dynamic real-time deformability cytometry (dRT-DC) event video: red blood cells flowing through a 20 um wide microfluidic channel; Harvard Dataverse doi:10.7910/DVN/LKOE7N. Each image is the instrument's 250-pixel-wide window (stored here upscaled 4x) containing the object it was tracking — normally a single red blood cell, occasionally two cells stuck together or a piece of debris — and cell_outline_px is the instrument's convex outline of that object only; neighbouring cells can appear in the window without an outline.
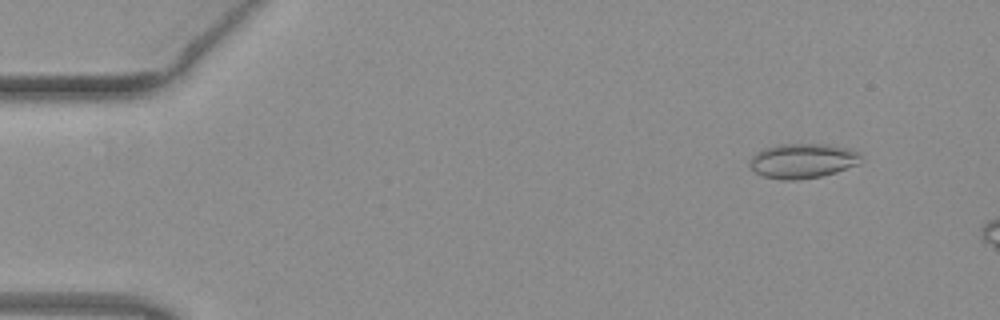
{"species": "common noctule bat (a hibernating species)", "species_latin": "Nyctalus noctula", "temperature_condition": "warm", "stored_images_in_passage": 48, "camera_frame_rate_fps": 3000, "um_per_image_px": 0.085, "animal": {"sex": "female", "body_mass_g": 19.3, "forearm_length_mm": 54.1}, "frame": {"image": 1, "passage_image": 5, "time_ms": 1.333, "image_size_px": [1000, 320], "cell_outline_px": [[860, 156], [856, 164], [836, 172], [820, 176], [796, 180], [780, 180], [764, 176], [756, 172], [748, 164], [752, 156], [756, 152], [764, 148], [776, 144], [828, 144], [852, 148], [860, 152]], "centroid_in_image_um": [68.2, 13.65], "position_along_channel_um": 16.8, "area_um2": 22.54}}
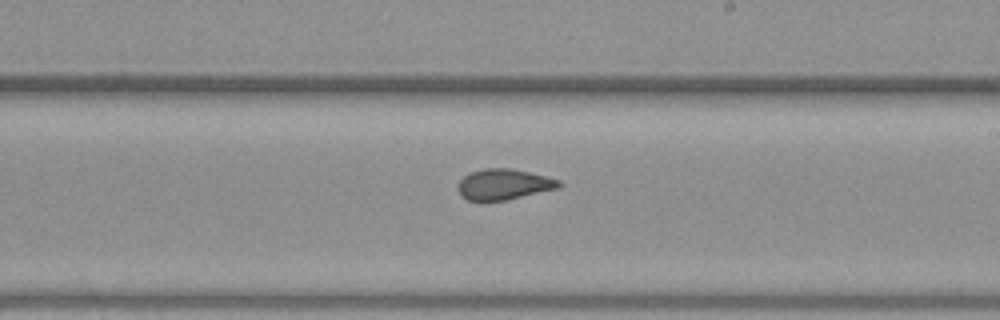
{"frame": {"image": 2, "passage_image": 30, "time_ms": 9.667, "image_size_px": [1000, 320], "cell_outline_px": [[564, 184], [560, 188], [504, 200], [468, 200], [460, 196], [456, 188], [460, 180], [464, 176], [472, 172], [484, 168], [512, 168], [560, 180]], "centroid_in_image_um": [42.82, 15.66], "position_along_channel_um": 246.2, "area_um2": 18.03}}
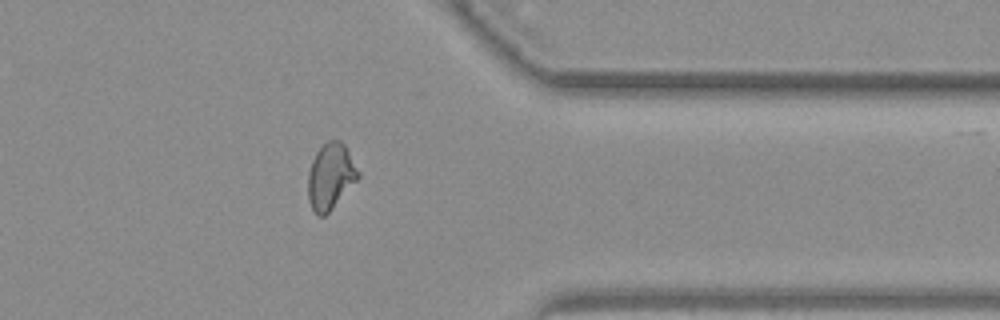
{"frame": {"image": 3, "passage_image": 41, "time_ms": 13.333, "image_size_px": [1000, 320], "cell_outline_px": [[360, 176], [332, 208], [324, 216], [316, 216], [308, 200], [308, 172], [312, 160], [316, 152], [328, 140], [340, 140], [344, 144], [360, 172]], "centroid_in_image_um": [28.08, 14.99], "position_along_channel_um": 383.3, "area_um2": 19.13}}